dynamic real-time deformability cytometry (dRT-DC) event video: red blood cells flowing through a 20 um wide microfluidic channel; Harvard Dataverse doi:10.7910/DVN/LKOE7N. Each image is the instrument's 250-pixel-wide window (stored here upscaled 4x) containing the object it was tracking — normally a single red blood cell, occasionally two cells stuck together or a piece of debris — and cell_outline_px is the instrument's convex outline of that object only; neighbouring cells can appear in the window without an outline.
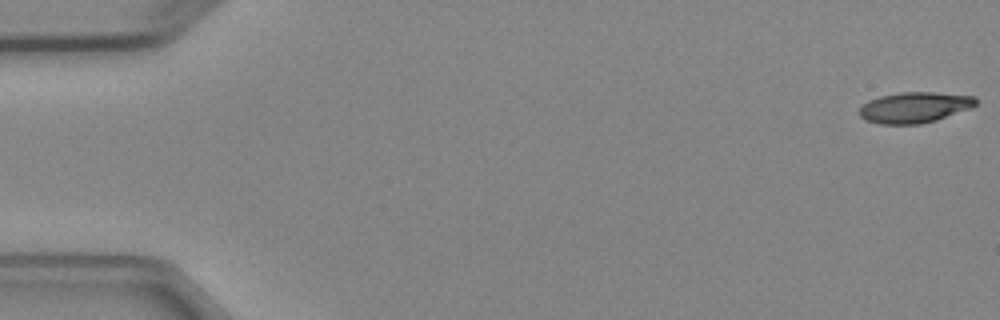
{"species": "Egyptian fruit bat (a non-hibernating species)", "species_latin": "Rousettus aegyptiacus", "temperature_condition": "cold", "stored_images_in_passage": 5, "camera_frame_rate_fps": 3000, "um_per_image_px": 0.085, "animal": {"sex": "female"}, "frame": {"image": 1, "passage_image": 1, "time_ms": 0.0, "image_size_px": [1000, 320], "cell_outline_px": [[976, 104], [972, 108], [936, 120], [920, 124], [880, 124], [864, 120], [860, 116], [860, 108], [868, 100], [880, 96], [900, 92], [932, 92], [976, 96]], "centroid_in_image_um": [77.74, 9.13], "position_along_channel_um": 7.3, "area_um2": 20.92}}
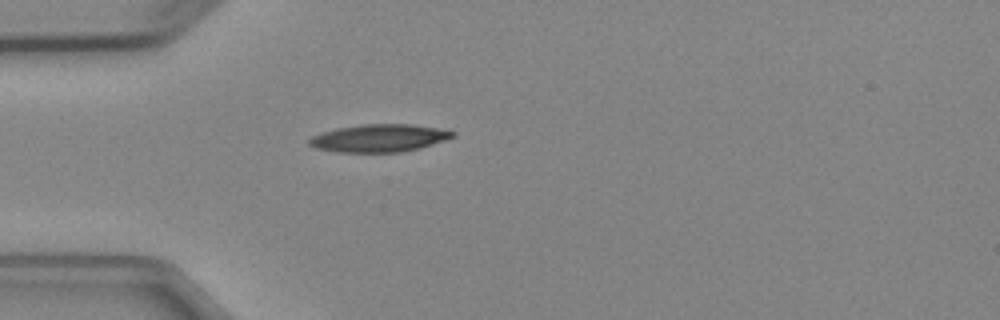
{"frame": {"image": 2, "passage_image": 5, "time_ms": 4.667, "image_size_px": [1000, 320], "cell_outline_px": [[456, 136], [420, 148], [400, 152], [340, 152], [316, 148], [308, 144], [308, 140], [312, 136], [320, 132], [336, 128], [364, 124], [412, 124], [436, 128], [456, 132]], "centroid_in_image_um": [32.21, 11.73], "position_along_channel_um": 52.8, "area_um2": 23.06}}